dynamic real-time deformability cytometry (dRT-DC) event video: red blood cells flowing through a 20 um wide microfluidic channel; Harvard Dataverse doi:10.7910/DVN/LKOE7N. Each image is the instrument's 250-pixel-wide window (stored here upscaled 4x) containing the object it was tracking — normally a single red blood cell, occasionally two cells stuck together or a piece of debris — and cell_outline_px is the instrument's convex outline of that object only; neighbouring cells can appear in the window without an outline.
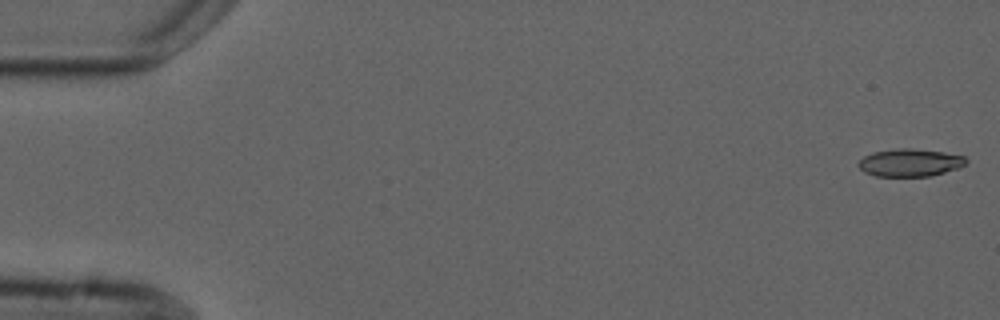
{"species": "common noctule bat (a hibernating species)", "species_latin": "Nyctalus noctula", "temperature_condition": "cold", "stored_images_in_passage": 5, "camera_frame_rate_fps": 3000, "um_per_image_px": 0.085, "animal": {"sex": "male", "forearm_length_mm": 52.5}, "frame": {"image": 1, "passage_image": 1, "time_ms": 0.0, "image_size_px": [1000, 320], "cell_outline_px": [[968, 160], [960, 168], [932, 176], [876, 176], [864, 172], [856, 164], [864, 156], [872, 152], [900, 148], [908, 148], [944, 152], [964, 156]], "centroid_in_image_um": [77.35, 13.83], "position_along_channel_um": 7.7, "area_um2": 17.4}}
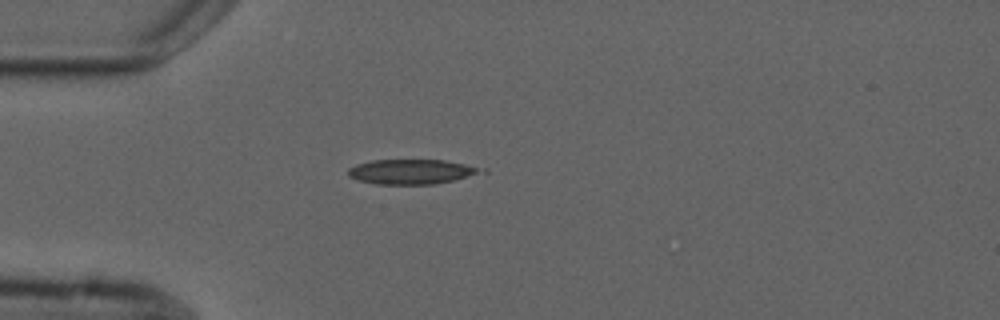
{"frame": {"image": 2, "passage_image": 5, "time_ms": 4.667, "image_size_px": [1000, 320], "cell_outline_px": [[476, 172], [452, 180], [436, 184], [376, 184], [360, 180], [348, 176], [348, 168], [356, 164], [372, 160], [444, 160], [464, 164], [476, 168]], "centroid_in_image_um": [34.78, 14.59], "position_along_channel_um": 50.2, "area_um2": 18.44}}